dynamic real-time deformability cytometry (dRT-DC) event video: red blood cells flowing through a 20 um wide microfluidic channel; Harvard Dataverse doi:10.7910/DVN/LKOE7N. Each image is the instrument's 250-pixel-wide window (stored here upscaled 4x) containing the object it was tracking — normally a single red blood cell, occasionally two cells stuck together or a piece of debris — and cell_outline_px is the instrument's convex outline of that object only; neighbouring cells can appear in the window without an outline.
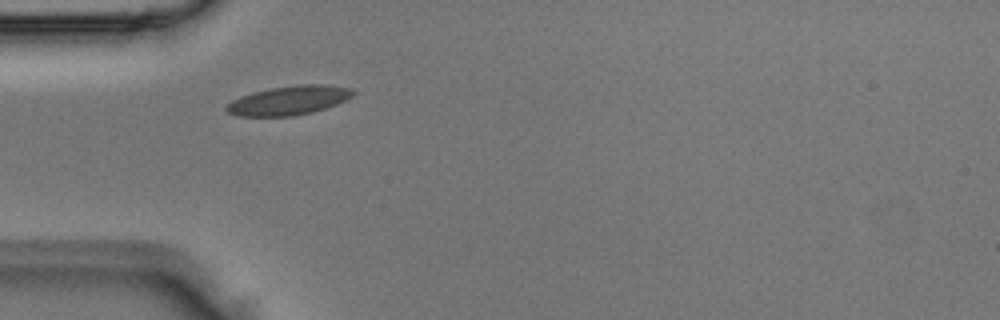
{"species": "Egyptian fruit bat (a non-hibernating species)", "species_latin": "Rousettus aegyptiacus", "temperature_condition": "room temperature", "stored_images_in_passage": 5, "camera_frame_rate_fps": 3000, "um_per_image_px": 0.085, "animal": {"sex": "male"}, "frame": {"image": 1, "passage_image": 4, "time_ms": 1.0, "image_size_px": [1000, 320], "cell_outline_px": [[356, 92], [352, 96], [336, 104], [312, 112], [292, 116], [236, 116], [228, 112], [224, 108], [232, 100], [240, 96], [252, 92], [272, 88], [300, 84], [328, 84], [352, 88]], "centroid_in_image_um": [24.55, 8.52], "position_along_channel_um": 60.4, "area_um2": 21.44}}
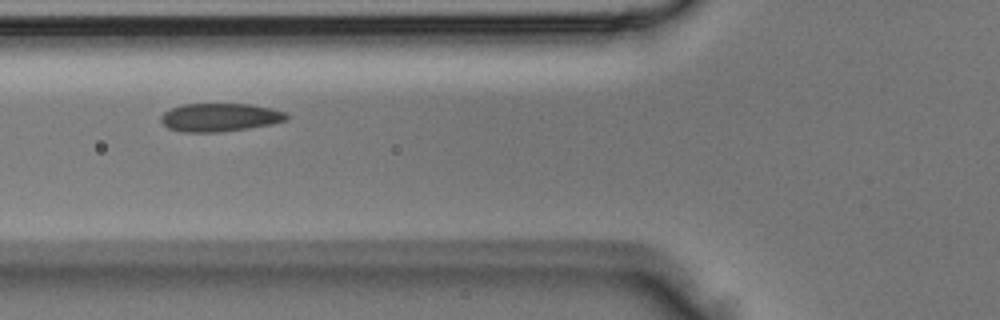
{"frame": {"image": 2, "passage_image": 5, "time_ms": 1.333, "image_size_px": [1000, 320], "cell_outline_px": [[288, 120], [272, 124], [248, 128], [216, 132], [184, 132], [168, 128], [160, 120], [160, 116], [164, 112], [172, 108], [184, 104], [252, 104], [272, 108], [284, 112], [288, 116]], "centroid_in_image_um": [18.7, 9.97], "position_along_channel_um": 107.1, "area_um2": 20.63}}